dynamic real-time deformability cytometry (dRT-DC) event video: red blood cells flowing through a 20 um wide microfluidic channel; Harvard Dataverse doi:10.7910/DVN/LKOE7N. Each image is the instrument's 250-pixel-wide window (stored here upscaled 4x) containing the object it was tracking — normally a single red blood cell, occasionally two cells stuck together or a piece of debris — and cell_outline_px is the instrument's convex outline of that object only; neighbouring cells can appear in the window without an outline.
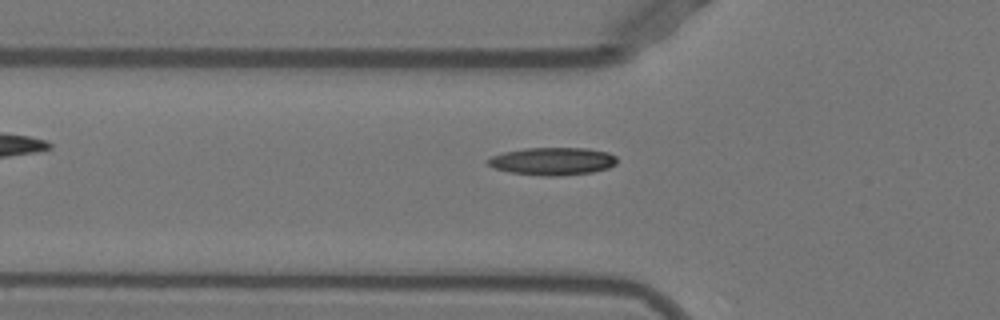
{"species": "Egyptian fruit bat (a non-hibernating species)", "species_latin": "Rousettus aegyptiacus", "temperature_condition": "warm", "stored_images_in_passage": 31, "camera_frame_rate_fps": 3000, "um_per_image_px": 0.085, "animal": {"sex": "female"}, "frame": {"image": 1, "passage_image": 2, "time_ms": 0.333, "image_size_px": [1000, 320], "cell_outline_px": [[616, 164], [608, 168], [592, 172], [560, 176], [544, 176], [512, 172], [496, 168], [488, 164], [488, 160], [492, 156], [504, 152], [524, 148], [588, 148], [608, 152], [616, 156]], "centroid_in_image_um": [47.01, 13.7], "position_along_channel_um": 78.8, "area_um2": 20.69}}
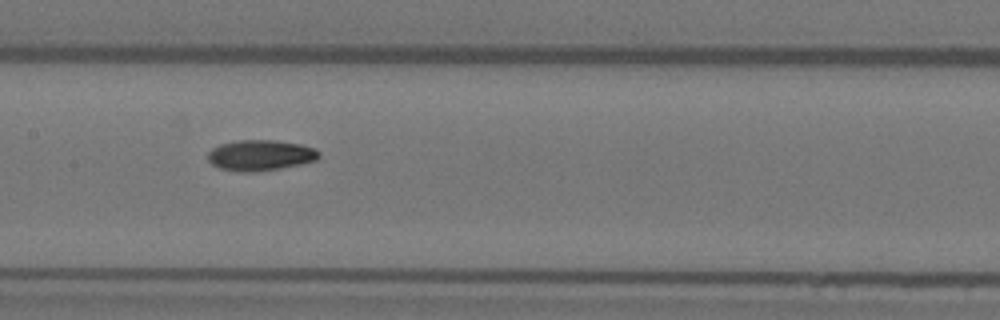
{"frame": {"image": 2, "passage_image": 10, "time_ms": 3.0, "image_size_px": [1000, 320], "cell_outline_px": [[320, 156], [316, 160], [300, 164], [280, 168], [252, 172], [244, 172], [220, 168], [212, 164], [208, 160], [208, 152], [212, 148], [220, 144], [236, 140], [276, 140], [300, 144], [316, 148], [320, 152]], "centroid_in_image_um": [22.14, 13.18], "position_along_channel_um": 185.3, "area_um2": 19.88}}
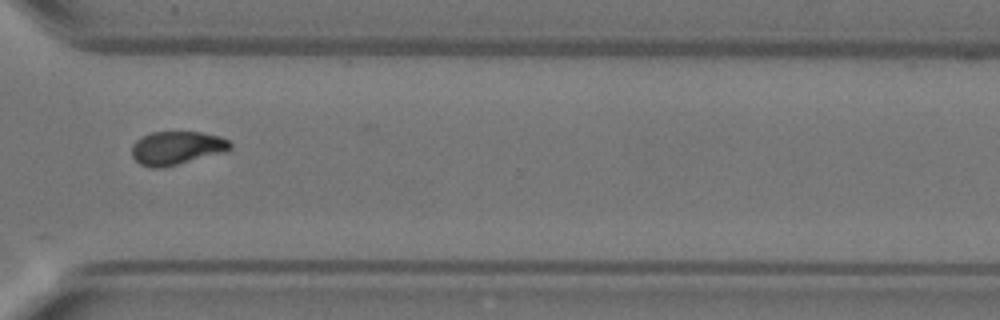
{"frame": {"image": 3, "passage_image": 23, "time_ms": 7.333, "image_size_px": [1000, 320], "cell_outline_px": [[232, 148], [224, 152], [164, 168], [148, 168], [140, 164], [132, 156], [132, 144], [136, 140], [152, 132], [200, 132], [220, 136], [228, 140], [232, 144]], "centroid_in_image_um": [15.01, 12.59], "position_along_channel_um": 355.6, "area_um2": 19.25}}